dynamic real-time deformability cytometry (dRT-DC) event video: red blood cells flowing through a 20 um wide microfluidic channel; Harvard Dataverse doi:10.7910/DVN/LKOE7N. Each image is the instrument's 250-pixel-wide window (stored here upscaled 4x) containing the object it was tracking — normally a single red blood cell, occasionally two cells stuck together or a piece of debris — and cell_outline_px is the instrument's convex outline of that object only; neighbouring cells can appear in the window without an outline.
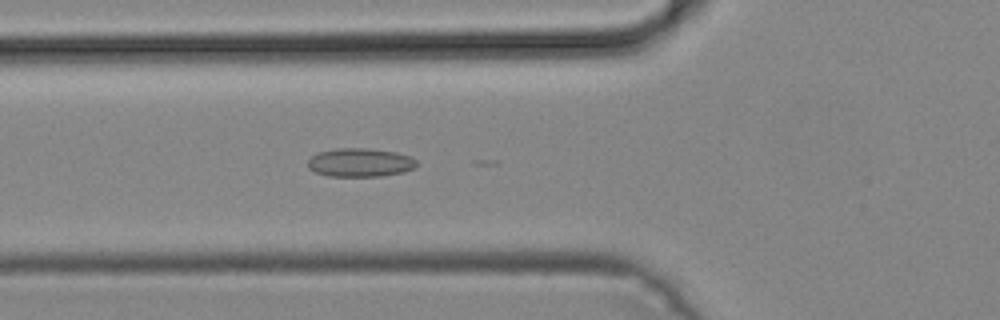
{"species": "common noctule bat (a hibernating species)", "species_latin": "Nyctalus noctula", "temperature_condition": "cold", "stored_images_in_passage": 35, "camera_frame_rate_fps": 3000, "um_per_image_px": 0.085, "animal": {"sex": "male", "body_mass_g": 19.2, "forearm_length_mm": 51.8}, "frame": {"image": 1, "passage_image": 4, "time_ms": 1.0, "image_size_px": [1000, 320], "cell_outline_px": [[416, 164], [412, 168], [404, 172], [380, 176], [328, 176], [316, 172], [308, 168], [308, 160], [316, 152], [336, 148], [368, 148], [396, 152], [412, 156], [416, 160]], "centroid_in_image_um": [30.59, 13.8], "position_along_channel_um": 95.2, "area_um2": 18.21}}
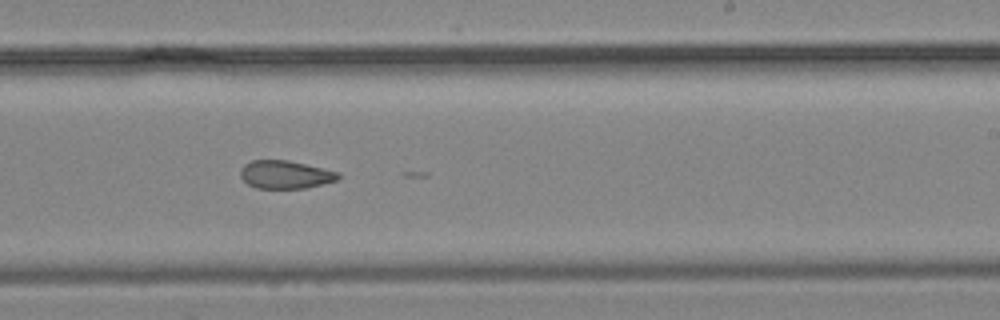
{"frame": {"image": 2, "passage_image": 16, "time_ms": 5.0, "image_size_px": [1000, 320], "cell_outline_px": [[340, 176], [336, 180], [308, 188], [256, 188], [248, 184], [240, 176], [240, 168], [244, 164], [252, 160], [288, 160], [340, 172]], "centroid_in_image_um": [24.24, 14.83], "position_along_channel_um": 264.8, "area_um2": 16.01}}
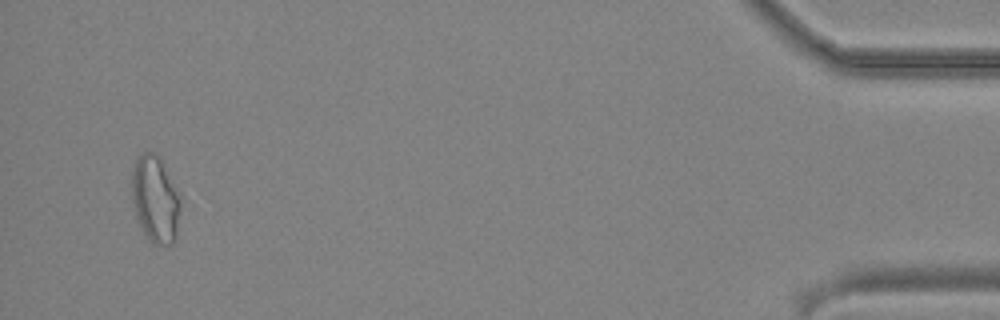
{"frame": {"image": 3, "passage_image": 33, "time_ms": 10.667, "image_size_px": [1000, 320], "cell_outline_px": [[180, 208], [176, 236], [172, 244], [152, 244], [144, 232], [136, 216], [132, 200], [132, 168], [140, 152], [156, 152], [160, 156], [180, 192]], "centroid_in_image_um": [13.21, 16.88], "position_along_channel_um": 422.0, "area_um2": 24.91}}